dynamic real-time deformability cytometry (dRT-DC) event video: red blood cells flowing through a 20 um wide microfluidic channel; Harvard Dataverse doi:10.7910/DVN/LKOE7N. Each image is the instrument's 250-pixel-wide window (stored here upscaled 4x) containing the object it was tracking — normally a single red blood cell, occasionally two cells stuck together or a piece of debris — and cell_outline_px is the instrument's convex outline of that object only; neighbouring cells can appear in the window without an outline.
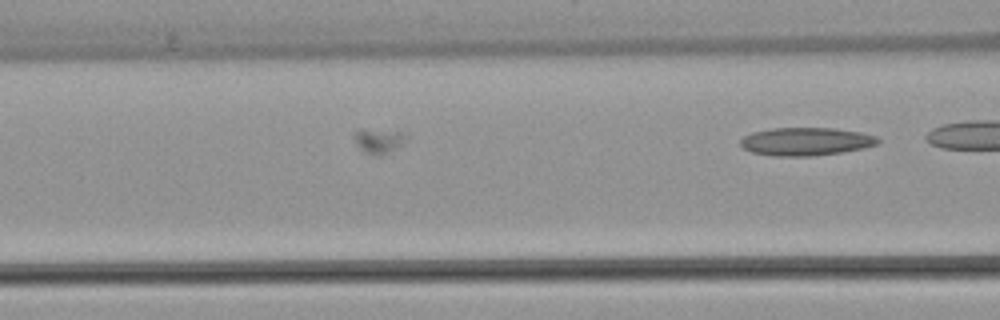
{"species": "common noctule bat (a hibernating species)", "species_latin": "Nyctalus noctula", "temperature_condition": "warm", "stored_images_in_passage": 20, "camera_frame_rate_fps": 3000, "um_per_image_px": 0.085, "animal": {"sex": "female", "body_mass_g": 22.7, "forearm_length_mm": 54.2}, "frame": {"image": 1, "passage_image": 20, "time_ms": 6.333, "image_size_px": [1000, 320], "cell_outline_px": [[880, 140], [876, 144], [864, 148], [840, 152], [812, 156], [772, 156], [752, 152], [744, 148], [740, 144], [740, 140], [744, 136], [752, 132], [772, 128], [832, 128], [860, 132], [876, 136]], "centroid_in_image_um": [68.48, 12.03], "position_along_channel_um": 98.1, "area_um2": 22.37}}